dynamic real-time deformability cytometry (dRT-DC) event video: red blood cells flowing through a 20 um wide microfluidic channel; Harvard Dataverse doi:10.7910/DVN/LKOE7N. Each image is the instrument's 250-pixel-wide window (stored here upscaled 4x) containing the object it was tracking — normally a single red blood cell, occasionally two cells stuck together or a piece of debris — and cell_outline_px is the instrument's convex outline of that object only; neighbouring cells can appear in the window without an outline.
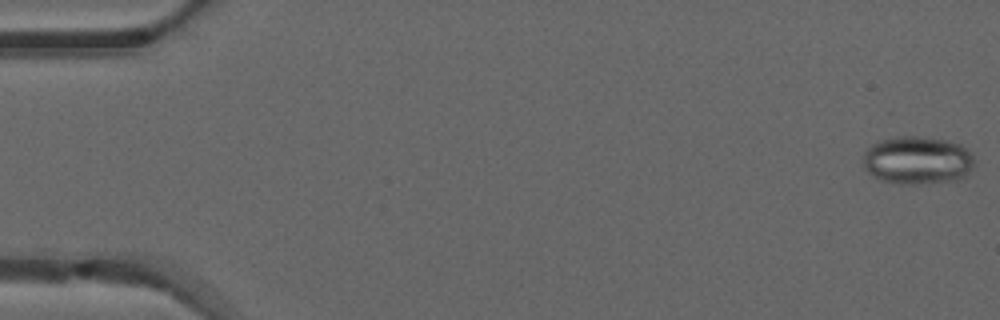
{"species": "common noctule bat (a hibernating species)", "species_latin": "Nyctalus noctula", "temperature_condition": "warm", "stored_images_in_passage": 8, "camera_frame_rate_fps": 3000, "um_per_image_px": 0.085, "animal": {"sex": "male", "forearm_length_mm": 52.5}, "frame": {"image": 1, "passage_image": 1, "time_ms": 0.0, "image_size_px": [1000, 320], "cell_outline_px": [[972, 168], [964, 176], [956, 180], [916, 184], [900, 184], [880, 180], [872, 176], [864, 168], [864, 152], [872, 144], [880, 140], [896, 136], [920, 136], [948, 140], [960, 144], [972, 152]], "centroid_in_image_um": [77.96, 13.61], "position_along_channel_um": 7.0, "area_um2": 31.27}}